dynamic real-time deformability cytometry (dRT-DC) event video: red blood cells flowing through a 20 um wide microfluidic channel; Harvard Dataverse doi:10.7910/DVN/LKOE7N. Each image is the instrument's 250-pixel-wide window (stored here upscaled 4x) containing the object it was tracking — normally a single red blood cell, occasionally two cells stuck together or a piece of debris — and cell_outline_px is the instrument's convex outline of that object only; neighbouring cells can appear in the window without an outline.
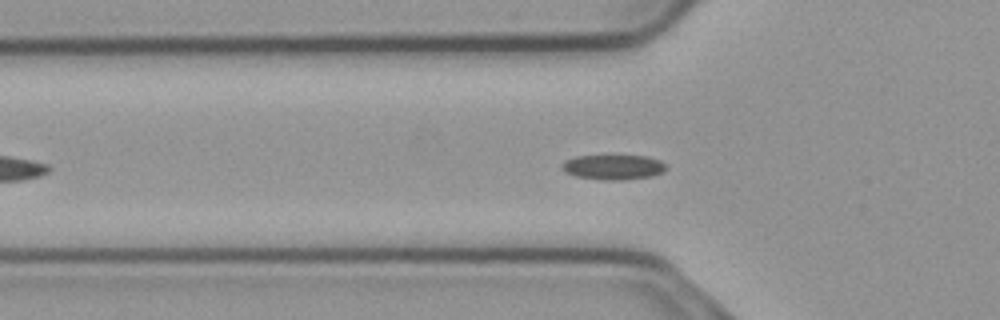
{"species": "common noctule bat (a hibernating species)", "species_latin": "Nyctalus noctula", "temperature_condition": "cold", "stored_images_in_passage": 42, "camera_frame_rate_fps": 3000, "um_per_image_px": 0.085, "animal": {"sex": "male", "body_mass_g": 23.1, "forearm_length_mm": 52.7}, "frame": {"image": 1, "passage_image": 4, "time_ms": 1.0, "image_size_px": [1000, 320], "cell_outline_px": [[668, 168], [664, 172], [652, 176], [624, 180], [604, 180], [576, 176], [564, 172], [560, 168], [560, 164], [564, 160], [576, 156], [648, 156], [660, 160]], "centroid_in_image_um": [52.11, 14.21], "position_along_channel_um": 73.7, "area_um2": 15.32}}
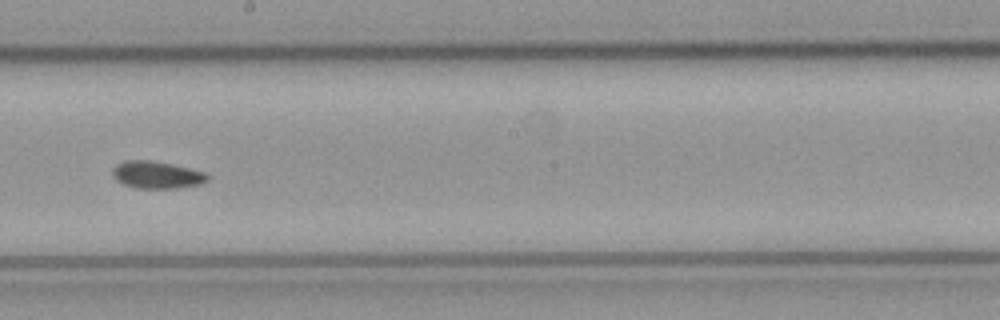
{"frame": {"image": 2, "passage_image": 17, "time_ms": 5.333, "image_size_px": [1000, 320], "cell_outline_px": [[208, 180], [200, 184], [176, 188], [136, 188], [124, 184], [116, 180], [112, 176], [112, 168], [116, 164], [128, 160], [148, 160], [172, 164], [204, 172], [208, 176]], "centroid_in_image_um": [13.29, 14.86], "position_along_channel_um": 234.9, "area_um2": 14.97}}
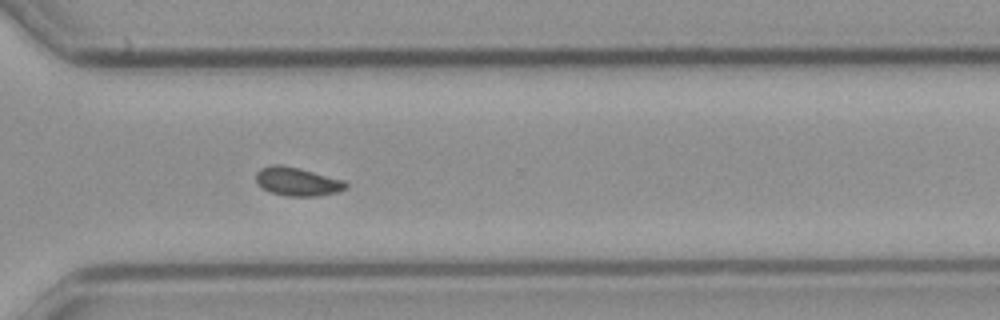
{"frame": {"image": 3, "passage_image": 26, "time_ms": 8.333, "image_size_px": [1000, 320], "cell_outline_px": [[348, 188], [336, 192], [316, 196], [288, 196], [272, 192], [264, 188], [256, 180], [256, 172], [260, 168], [276, 164], [280, 164], [300, 168], [344, 180], [348, 184]], "centroid_in_image_um": [25.3, 15.42], "position_along_channel_um": 345.3, "area_um2": 14.8}, "authors_computed_cell_mechanics": {"area_um2": 14.5656, "velocity_mm_per_s": 3.6939, "shape_relaxation_time_tau1_ms": null, "shape_relaxation_time_tau2_ms": 10.8272, "deformation_change_tau1": null, "deformation_change_tau2": 0.1019}}